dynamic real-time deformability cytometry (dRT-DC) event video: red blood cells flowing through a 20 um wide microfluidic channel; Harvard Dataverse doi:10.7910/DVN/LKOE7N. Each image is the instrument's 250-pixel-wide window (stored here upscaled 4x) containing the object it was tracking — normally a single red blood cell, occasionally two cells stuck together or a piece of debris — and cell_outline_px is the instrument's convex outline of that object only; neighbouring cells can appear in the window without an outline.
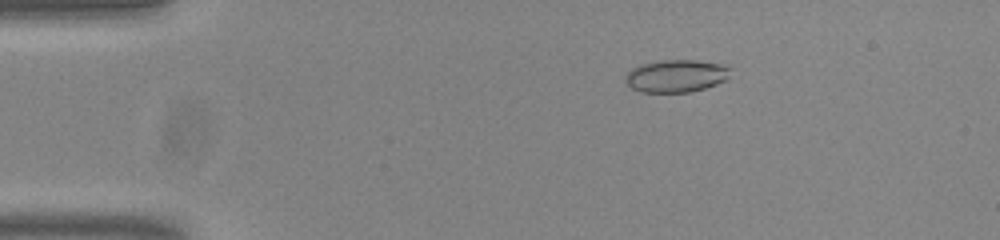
{"species": "common noctule bat (a hibernating species)", "species_latin": "Nyctalus noctula", "temperature_condition": "room temperature", "stored_images_in_passage": 54, "camera_frame_rate_fps": 3000, "um_per_image_px": 0.085, "animal": {"sex": "male", "body_mass_g": 20.0, "forearm_length_mm": 53.3}, "frame": {"image": 1, "passage_image": 10, "time_ms": 3.0, "image_size_px": [1000, 240], "cell_outline_px": [[732, 68], [728, 80], [692, 92], [640, 92], [632, 88], [624, 80], [624, 76], [632, 68], [640, 64], [660, 60], [696, 60], [720, 64]], "centroid_in_image_um": [57.48, 6.45], "position_along_channel_um": 27.5, "area_um2": 20.11}}
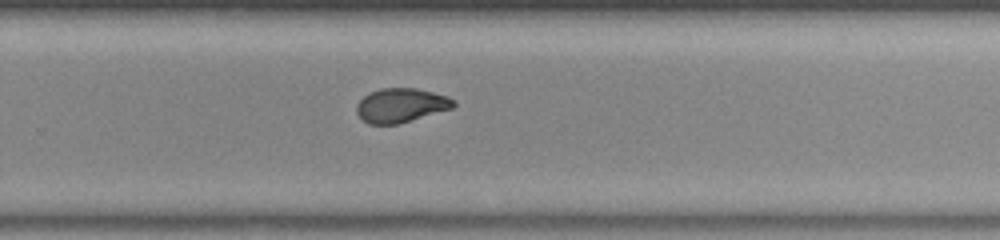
{"frame": {"image": 2, "passage_image": 36, "time_ms": 11.667, "image_size_px": [1000, 240], "cell_outline_px": [[456, 104], [452, 108], [396, 124], [368, 124], [356, 112], [356, 104], [368, 92], [380, 88], [416, 88], [448, 96], [456, 100]], "centroid_in_image_um": [34.07, 8.93], "position_along_channel_um": 295.7, "area_um2": 19.19}}
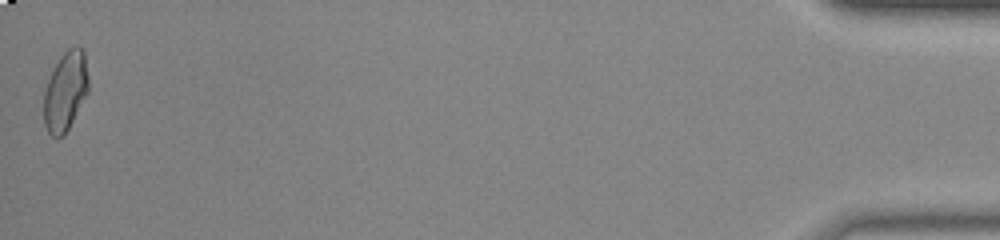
{"frame": {"image": 3, "passage_image": 54, "time_ms": 17.667, "image_size_px": [1000, 240], "cell_outline_px": [[88, 92], [64, 136], [52, 136], [48, 132], [44, 124], [44, 92], [48, 80], [60, 56], [72, 44], [76, 44], [84, 48], [88, 76]], "centroid_in_image_um": [5.58, 7.7], "position_along_channel_um": 429.6, "area_um2": 20.69}, "authors_computed_cell_mechanics": {"area_um2": 20.0277, "velocity_mm_per_s": 3.8377, "shape_relaxation_time_tau1_ms": 11.3566, "shape_relaxation_time_tau2_ms": 1.1385, "deformation_change_tau1": 0.2265, "deformation_change_tau2": 0.065}}